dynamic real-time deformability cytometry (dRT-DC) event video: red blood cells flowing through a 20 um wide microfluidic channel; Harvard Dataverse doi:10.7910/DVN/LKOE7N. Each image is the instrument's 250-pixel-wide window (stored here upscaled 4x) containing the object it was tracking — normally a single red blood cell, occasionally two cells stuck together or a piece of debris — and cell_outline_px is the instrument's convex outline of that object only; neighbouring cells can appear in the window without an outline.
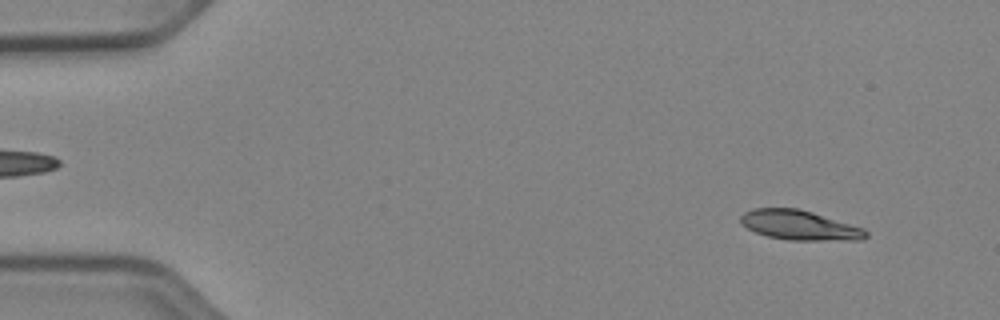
{"species": "Egyptian fruit bat (a non-hibernating species)", "species_latin": "Rousettus aegyptiacus", "temperature_condition": "cold", "stored_images_in_passage": 51, "camera_frame_rate_fps": 3000, "um_per_image_px": 0.085, "animal": {"sex": "female"}, "frame": {"image": 1, "passage_image": 4, "time_ms": 1.0, "image_size_px": [1000, 320], "cell_outline_px": [[868, 236], [860, 240], [788, 240], [768, 236], [756, 232], [748, 228], [740, 220], [740, 216], [744, 212], [756, 208], [796, 208], [812, 212], [864, 228], [868, 232]], "centroid_in_image_um": [67.99, 19.14], "position_along_channel_um": 17.0, "area_um2": 21.44}}
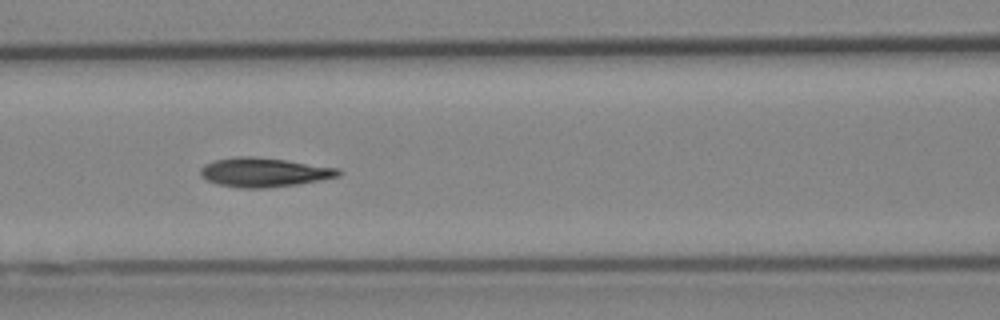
{"frame": {"image": 2, "passage_image": 22, "time_ms": 7.0, "image_size_px": [1000, 320], "cell_outline_px": [[344, 172], [340, 176], [320, 180], [296, 184], [264, 188], [236, 188], [216, 184], [200, 176], [200, 168], [204, 164], [216, 160], [236, 156], [252, 156], [284, 160], [340, 168]], "centroid_in_image_um": [22.43, 14.65], "position_along_channel_um": 144.2, "area_um2": 23.52}}
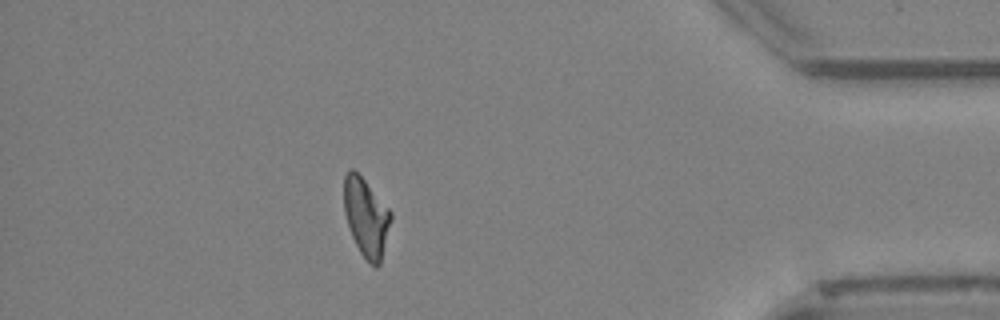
{"frame": {"image": 3, "passage_image": 45, "time_ms": 14.667, "image_size_px": [1000, 320], "cell_outline_px": [[392, 216], [380, 264], [376, 268], [368, 264], [360, 252], [352, 236], [344, 212], [344, 176], [352, 168], [364, 180], [392, 212]], "centroid_in_image_um": [31.12, 18.51], "position_along_channel_um": 404.1, "area_um2": 21.15}, "authors_computed_cell_mechanics": {"area_um2": 21.964, "velocity_mm_per_s": 3.9319, "shape_relaxation_time_tau1_ms": 4.6807, "shape_relaxation_time_tau2_ms": 3.4894, "deformation_change_tau1": 0.1688, "deformation_change_tau2": 0.0954}}